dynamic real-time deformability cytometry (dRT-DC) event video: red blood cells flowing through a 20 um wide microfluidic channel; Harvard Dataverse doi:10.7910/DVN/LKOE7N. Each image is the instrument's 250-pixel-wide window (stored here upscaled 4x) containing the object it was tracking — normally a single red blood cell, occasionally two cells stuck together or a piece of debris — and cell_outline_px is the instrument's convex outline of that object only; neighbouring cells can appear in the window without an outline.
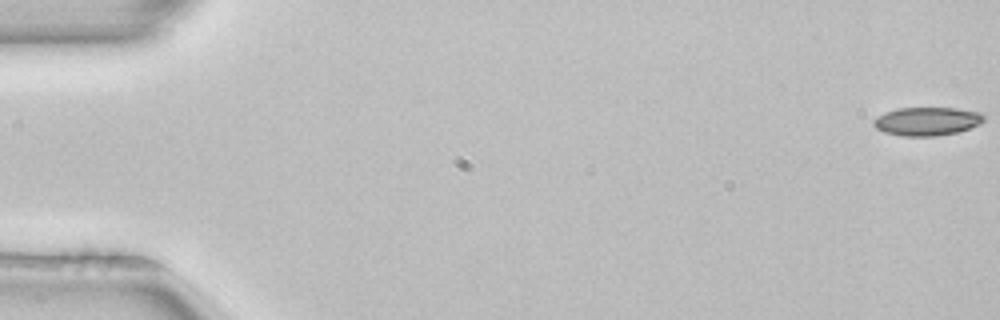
{"species": "common noctule bat (a hibernating species)", "species_latin": "Nyctalus noctula", "temperature_condition": "room temperature", "stored_images_in_passage": 4, "camera_frame_rate_fps": 3000, "um_per_image_px": 0.085, "animal": {"sex": "female", "body_mass_g": 22.7, "forearm_length_mm": 54.2}, "frame": {"image": 1, "passage_image": 1, "time_ms": 0.0, "image_size_px": [1000, 320], "cell_outline_px": [[984, 120], [980, 124], [960, 132], [936, 136], [904, 136], [884, 132], [876, 128], [872, 124], [872, 120], [876, 116], [884, 112], [896, 108], [956, 108], [980, 112], [984, 116]], "centroid_in_image_um": [78.78, 10.31], "position_along_channel_um": 6.2, "area_um2": 18.5}}
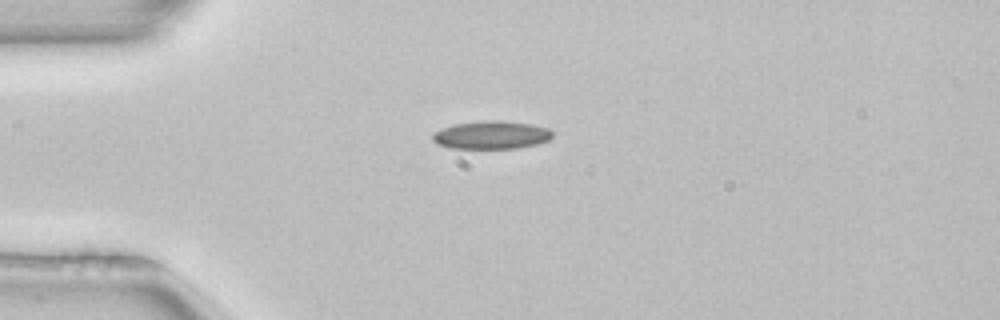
{"frame": {"image": 2, "passage_image": 3, "time_ms": 0.667, "image_size_px": [1000, 320], "cell_outline_px": [[552, 136], [548, 140], [536, 144], [516, 148], [448, 148], [436, 144], [432, 140], [432, 132], [440, 128], [452, 124], [484, 120], [496, 120], [532, 124], [548, 128], [552, 132]], "centroid_in_image_um": [41.69, 11.46], "position_along_channel_um": 43.3, "area_um2": 19.77}}